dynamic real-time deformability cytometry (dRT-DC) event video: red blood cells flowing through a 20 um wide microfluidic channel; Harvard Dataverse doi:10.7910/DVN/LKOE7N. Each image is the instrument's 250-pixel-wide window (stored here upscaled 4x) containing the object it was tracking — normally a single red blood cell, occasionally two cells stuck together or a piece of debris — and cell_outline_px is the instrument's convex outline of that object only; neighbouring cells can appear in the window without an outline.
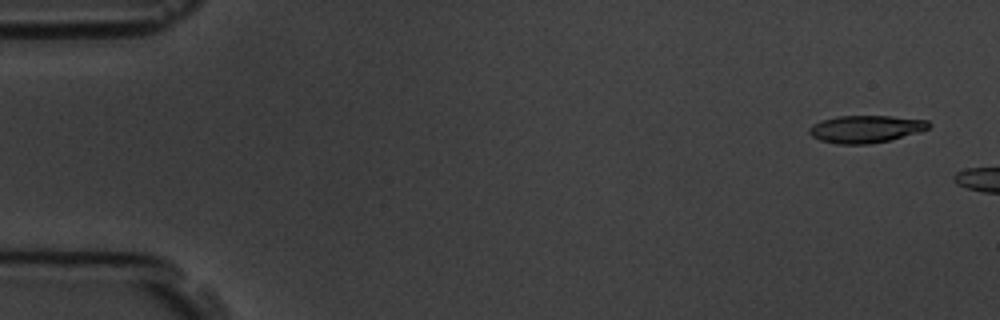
{"species": "common noctule bat (a hibernating species)", "species_latin": "Nyctalus noctula", "temperature_condition": "room temperature", "stored_images_in_passage": 2, "camera_frame_rate_fps": 3000, "um_per_image_px": 0.085, "animal": {"sex": "male", "body_mass_g": 19.5, "forearm_length_mm": 54.6}, "frame": {"image": 1, "passage_image": 1, "time_ms": 0.0, "image_size_px": [1000, 320], "cell_outline_px": [[932, 124], [928, 128], [920, 132], [888, 140], [868, 144], [836, 144], [820, 140], [812, 136], [808, 132], [808, 128], [812, 124], [820, 120], [836, 116], [892, 116], [928, 120]], "centroid_in_image_um": [73.56, 10.96], "position_along_channel_um": 11.4, "area_um2": 19.19}}